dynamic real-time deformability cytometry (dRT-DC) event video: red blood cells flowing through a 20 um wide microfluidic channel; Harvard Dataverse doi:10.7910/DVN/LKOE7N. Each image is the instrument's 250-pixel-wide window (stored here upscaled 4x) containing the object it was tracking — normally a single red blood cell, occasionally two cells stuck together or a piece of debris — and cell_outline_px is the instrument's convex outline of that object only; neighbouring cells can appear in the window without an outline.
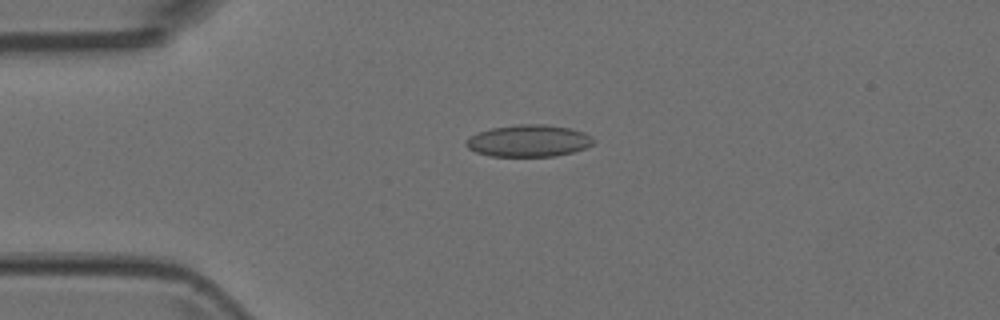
{"species": "Egyptian fruit bat (a non-hibernating species)", "species_latin": "Rousettus aegyptiacus", "temperature_condition": "room temperature", "stored_images_in_passage": 1, "camera_frame_rate_fps": 3000, "um_per_image_px": 0.085, "animal": {"sex": "female"}, "frame": {"image": 1, "passage_image": 1, "time_ms": 0.0, "image_size_px": [1000, 320], "cell_outline_px": [[596, 140], [592, 144], [584, 148], [572, 152], [556, 156], [488, 156], [476, 152], [468, 148], [464, 144], [472, 136], [480, 132], [492, 128], [520, 124], [544, 124], [572, 128], [584, 132], [592, 136]], "centroid_in_image_um": [44.98, 11.97], "position_along_channel_um": 40.0, "area_um2": 23.64}}